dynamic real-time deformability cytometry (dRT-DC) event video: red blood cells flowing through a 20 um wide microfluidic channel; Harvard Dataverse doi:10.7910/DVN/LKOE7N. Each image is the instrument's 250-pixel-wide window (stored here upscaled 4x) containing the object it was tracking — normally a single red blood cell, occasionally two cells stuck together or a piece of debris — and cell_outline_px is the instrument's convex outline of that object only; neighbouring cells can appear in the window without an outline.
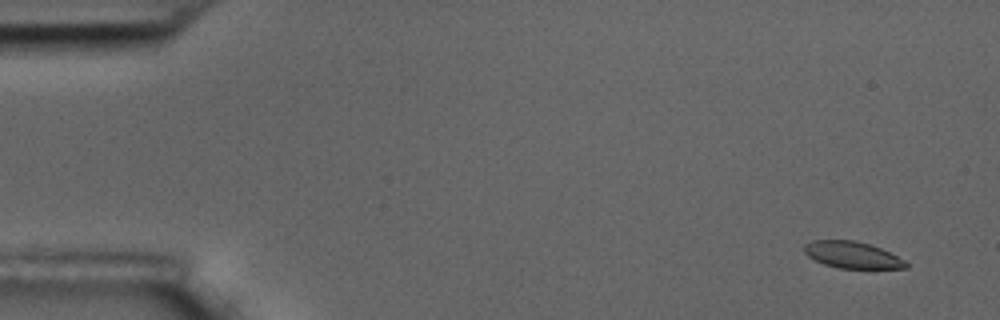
{"species": "common noctule bat (a hibernating species)", "species_latin": "Nyctalus noctula", "temperature_condition": "room temperature", "stored_images_in_passage": 5, "camera_frame_rate_fps": 3000, "um_per_image_px": 0.085, "animal": {"sex": "male", "body_mass_g": 17.5, "forearm_length_mm": 52.3}, "frame": {"image": 1, "passage_image": 1, "time_ms": 0.0, "image_size_px": [1000, 320], "cell_outline_px": [[908, 268], [840, 268], [824, 264], [808, 256], [804, 252], [804, 244], [812, 240], [856, 240], [872, 244], [904, 260], [908, 264]], "centroid_in_image_um": [72.42, 21.65], "position_along_channel_um": 12.6, "area_um2": 15.72}}
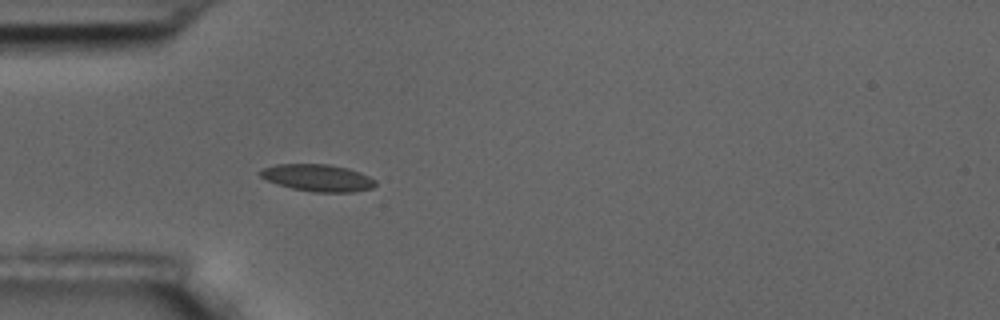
{"frame": {"image": 2, "passage_image": 5, "time_ms": 1.333, "image_size_px": [1000, 320], "cell_outline_px": [[376, 184], [372, 188], [352, 192], [312, 192], [292, 188], [268, 180], [260, 176], [256, 172], [260, 168], [276, 164], [328, 164], [348, 168], [360, 172], [376, 180]], "centroid_in_image_um": [26.99, 15.1], "position_along_channel_um": 58.0, "area_um2": 18.21}}